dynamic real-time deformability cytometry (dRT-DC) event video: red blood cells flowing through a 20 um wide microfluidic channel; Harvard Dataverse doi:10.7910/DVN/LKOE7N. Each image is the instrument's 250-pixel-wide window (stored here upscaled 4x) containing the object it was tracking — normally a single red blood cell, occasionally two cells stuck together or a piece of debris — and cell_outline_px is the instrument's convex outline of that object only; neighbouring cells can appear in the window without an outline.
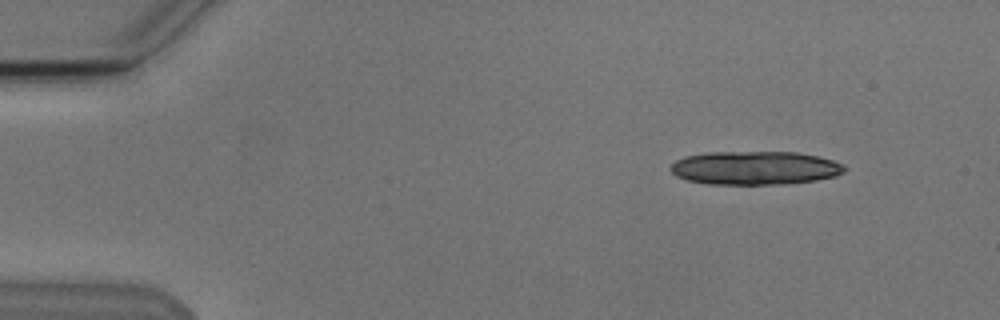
{"species": "Egyptian fruit bat (a non-hibernating species)", "species_latin": "Rousettus aegyptiacus", "temperature_condition": "cold", "stored_images_in_passage": 4, "camera_frame_rate_fps": 3000, "um_per_image_px": 0.085, "animal": {"sex": "male"}, "frame": {"image": 1, "passage_image": 1, "time_ms": 0.0, "image_size_px": [1000, 320], "cell_outline_px": [[848, 168], [844, 172], [836, 176], [816, 180], [788, 184], [708, 184], [688, 180], [676, 176], [672, 172], [672, 164], [676, 160], [684, 156], [712, 152], [796, 152], [816, 156], [832, 160]], "centroid_in_image_um": [64.19, 14.28], "position_along_channel_um": 20.8, "area_um2": 33.93}}